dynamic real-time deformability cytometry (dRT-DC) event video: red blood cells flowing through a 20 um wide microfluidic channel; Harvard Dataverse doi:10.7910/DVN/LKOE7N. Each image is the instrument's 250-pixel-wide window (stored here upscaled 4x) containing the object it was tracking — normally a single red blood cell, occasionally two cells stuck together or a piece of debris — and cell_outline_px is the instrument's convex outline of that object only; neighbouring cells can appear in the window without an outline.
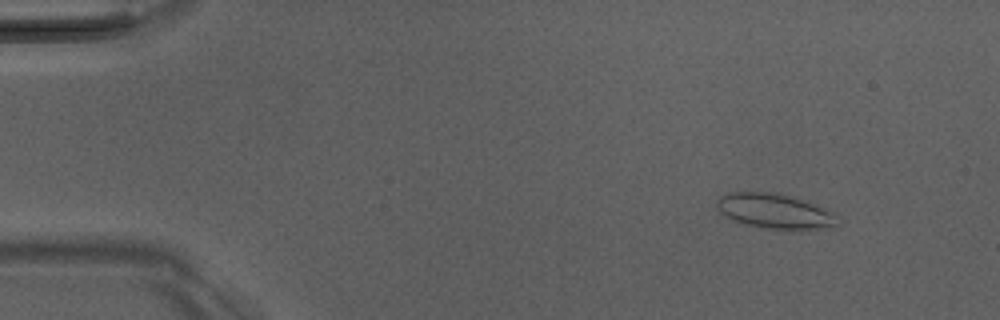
{"species": "Egyptian fruit bat (a non-hibernating species)", "species_latin": "Rousettus aegyptiacus", "temperature_condition": "room temperature", "stored_images_in_passage": 48, "camera_frame_rate_fps": 3000, "um_per_image_px": 0.085, "animal": {"sex": "male"}, "frame": {"image": 1, "passage_image": 3, "time_ms": 0.667, "image_size_px": [1000, 320], "cell_outline_px": [[840, 224], [816, 228], [788, 232], [784, 232], [760, 228], [744, 224], [732, 220], [724, 216], [716, 208], [716, 200], [720, 196], [732, 192], [772, 192], [788, 196], [812, 204], [832, 212], [836, 216]], "centroid_in_image_um": [65.78, 17.99], "position_along_channel_um": 19.2, "area_um2": 24.8}}
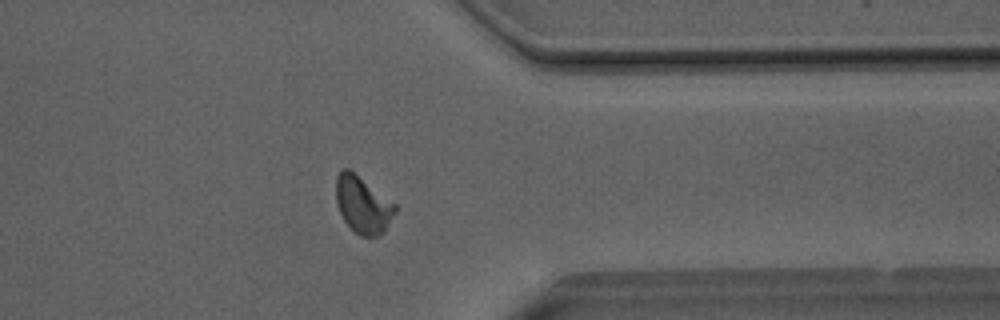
{"frame": {"image": 2, "passage_image": 38, "time_ms": 12.333, "image_size_px": [1000, 320], "cell_outline_px": [[396, 212], [384, 232], [376, 236], [360, 236], [344, 220], [340, 212], [336, 200], [336, 176], [344, 168], [348, 168], [396, 204]], "centroid_in_image_um": [30.85, 17.4], "position_along_channel_um": 380.6, "area_um2": 19.31}}
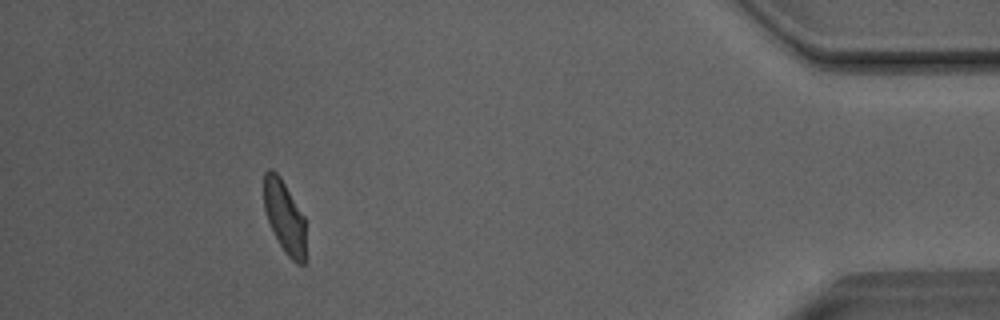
{"frame": {"image": 3, "passage_image": 44, "time_ms": 14.333, "image_size_px": [1000, 320], "cell_outline_px": [[304, 264], [296, 264], [288, 256], [280, 244], [268, 220], [264, 208], [264, 172], [268, 168], [272, 168], [280, 176], [304, 216]], "centroid_in_image_um": [24.16, 18.38], "position_along_channel_um": 411.0, "area_um2": 17.34}, "authors_computed_cell_mechanics": {"area_um2": 19.363, "velocity_mm_per_s": 4.035, "shape_relaxation_time_tau1_ms": 4.0947, "shape_relaxation_time_tau2_ms": 1.4378, "deformation_change_tau1": 0.1428, "deformation_change_tau2": 0.0864}}